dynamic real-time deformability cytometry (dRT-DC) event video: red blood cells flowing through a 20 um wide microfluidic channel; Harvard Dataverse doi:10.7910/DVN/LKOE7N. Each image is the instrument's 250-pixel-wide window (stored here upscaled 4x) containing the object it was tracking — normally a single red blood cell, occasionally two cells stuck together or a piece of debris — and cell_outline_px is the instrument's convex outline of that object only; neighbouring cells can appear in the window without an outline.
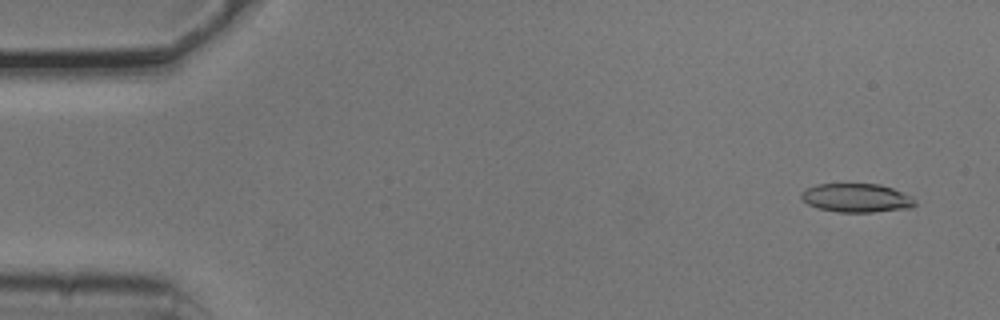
{"species": "common noctule bat (a hibernating species)", "species_latin": "Nyctalus noctula", "temperature_condition": "cold", "stored_images_in_passage": 4, "camera_frame_rate_fps": 3000, "um_per_image_px": 0.085, "animal": {"sex": "male", "body_mass_g": 20.5, "forearm_length_mm": 52.5}, "frame": {"image": 1, "passage_image": 1, "time_ms": 0.0, "image_size_px": [1000, 320], "cell_outline_px": [[916, 204], [912, 208], [872, 212], [840, 212], [816, 208], [808, 204], [800, 196], [800, 192], [816, 184], [880, 184], [892, 188], [912, 196], [916, 200]], "centroid_in_image_um": [72.82, 16.82], "position_along_channel_um": 12.2, "area_um2": 19.13}}
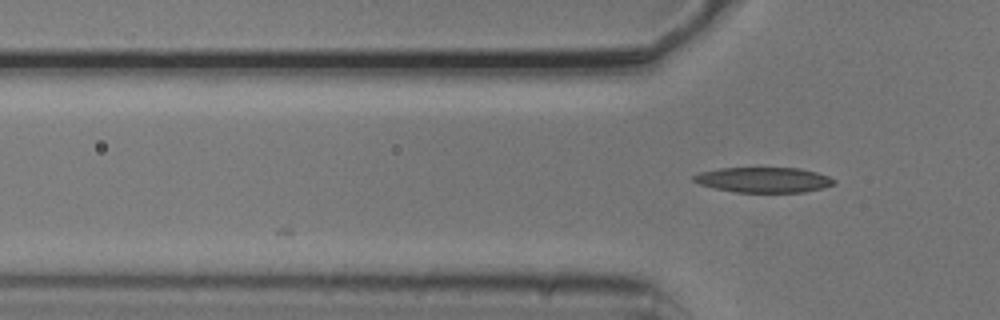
{"frame": {"image": 2, "passage_image": 4, "time_ms": 1.0, "image_size_px": [1000, 320], "cell_outline_px": [[836, 184], [824, 188], [804, 192], [736, 192], [716, 188], [700, 184], [692, 180], [692, 176], [700, 172], [720, 168], [800, 168], [816, 172], [828, 176], [836, 180]], "centroid_in_image_um": [64.94, 15.28], "position_along_channel_um": 60.9, "area_um2": 20.63}}